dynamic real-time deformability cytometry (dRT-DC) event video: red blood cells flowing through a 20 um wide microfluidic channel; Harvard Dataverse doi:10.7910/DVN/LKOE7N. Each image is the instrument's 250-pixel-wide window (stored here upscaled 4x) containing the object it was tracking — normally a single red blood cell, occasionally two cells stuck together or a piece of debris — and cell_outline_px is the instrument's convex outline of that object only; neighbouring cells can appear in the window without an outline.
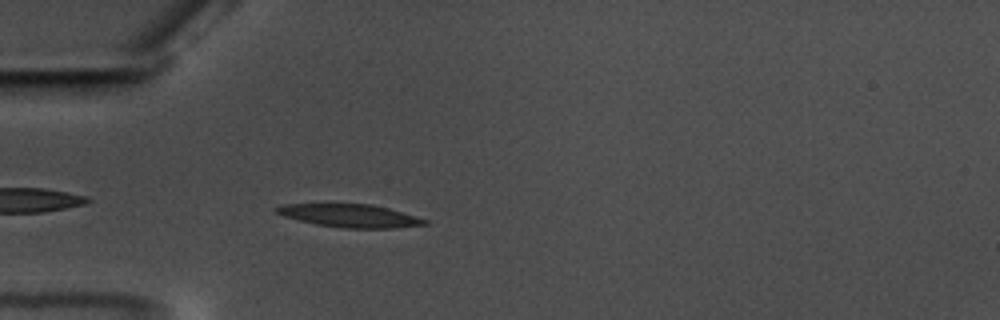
{"species": "common noctule bat (a hibernating species)", "species_latin": "Nyctalus noctula", "temperature_condition": "warm", "stored_images_in_passage": 43, "camera_frame_rate_fps": 3000, "um_per_image_px": 0.085, "animal": {"sex": "male", "body_mass_g": 17.5, "forearm_length_mm": 52.3}, "frame": {"image": 1, "passage_image": 2, "time_ms": 0.333, "image_size_px": [1000, 320], "cell_outline_px": [[428, 224], [392, 228], [344, 228], [316, 224], [284, 216], [276, 212], [272, 208], [284, 204], [372, 204], [388, 208], [428, 220]], "centroid_in_image_um": [29.73, 18.33], "position_along_channel_um": 55.3, "area_um2": 19.65}}
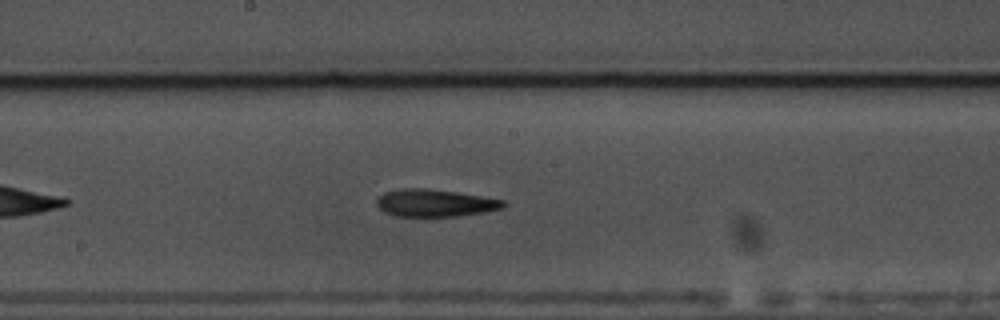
{"frame": {"image": 2, "passage_image": 16, "time_ms": 5.0, "image_size_px": [1000, 320], "cell_outline_px": [[508, 204], [500, 208], [484, 212], [456, 216], [396, 216], [384, 212], [376, 204], [376, 200], [384, 192], [404, 188], [424, 188], [456, 192], [504, 200]], "centroid_in_image_um": [36.95, 17.25], "position_along_channel_um": 211.3, "area_um2": 20.0}}
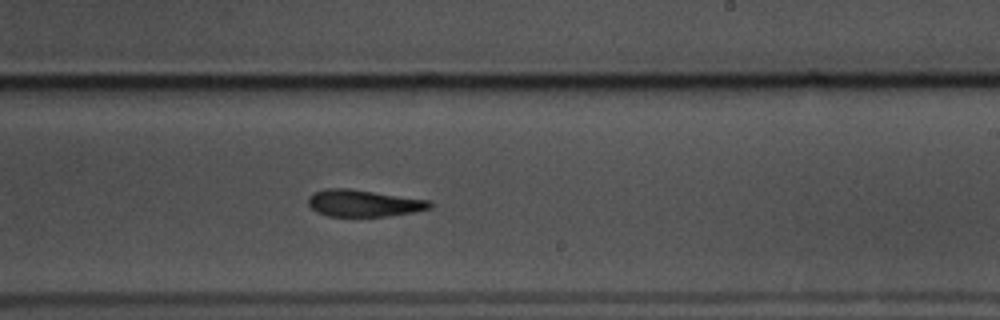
{"frame": {"image": 3, "passage_image": 20, "time_ms": 6.333, "image_size_px": [1000, 320], "cell_outline_px": [[432, 208], [412, 212], [388, 216], [328, 216], [316, 212], [308, 204], [308, 196], [312, 192], [324, 188], [348, 188], [432, 200]], "centroid_in_image_um": [30.89, 17.26], "position_along_channel_um": 258.1, "area_um2": 19.25}, "authors_computed_cell_mechanics": {"area_um2": 19.5942, "velocity_mm_per_s": 3.5227, "shape_relaxation_time_tau1_ms": 11.274, "shape_relaxation_time_tau2_ms": 6.5376, "deformation_change_tau1": 0.2712, "deformation_change_tau2": 0.186}}